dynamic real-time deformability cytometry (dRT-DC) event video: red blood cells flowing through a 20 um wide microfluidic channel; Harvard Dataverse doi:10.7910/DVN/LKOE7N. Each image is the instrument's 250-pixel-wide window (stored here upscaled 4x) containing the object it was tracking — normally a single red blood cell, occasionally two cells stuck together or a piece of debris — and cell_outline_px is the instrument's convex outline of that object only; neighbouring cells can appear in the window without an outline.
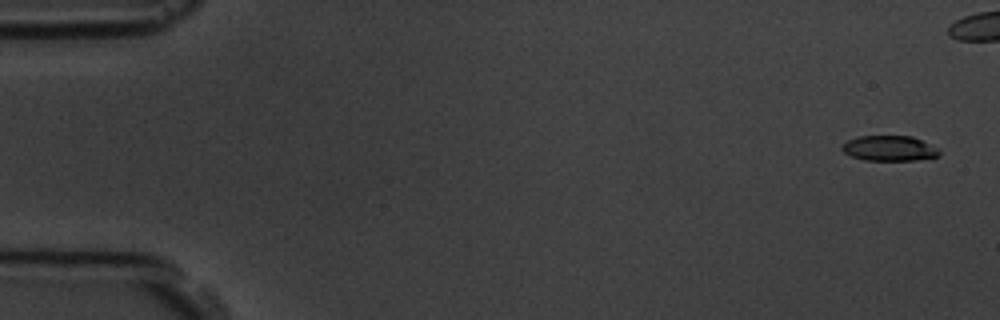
{"species": "common noctule bat (a hibernating species)", "species_latin": "Nyctalus noctula", "temperature_condition": "room temperature", "stored_images_in_passage": 7, "camera_frame_rate_fps": 3000, "um_per_image_px": 0.085, "animal": {"sex": "male", "body_mass_g": 19.5, "forearm_length_mm": 54.6}, "frame": {"image": 1, "passage_image": 1, "time_ms": 0.0, "image_size_px": [1000, 320], "cell_outline_px": [[940, 156], [916, 160], [864, 160], [852, 156], [844, 152], [840, 148], [848, 140], [860, 136], [912, 136], [936, 148], [940, 152]], "centroid_in_image_um": [75.58, 12.61], "position_along_channel_um": 9.4, "area_um2": 14.1}}
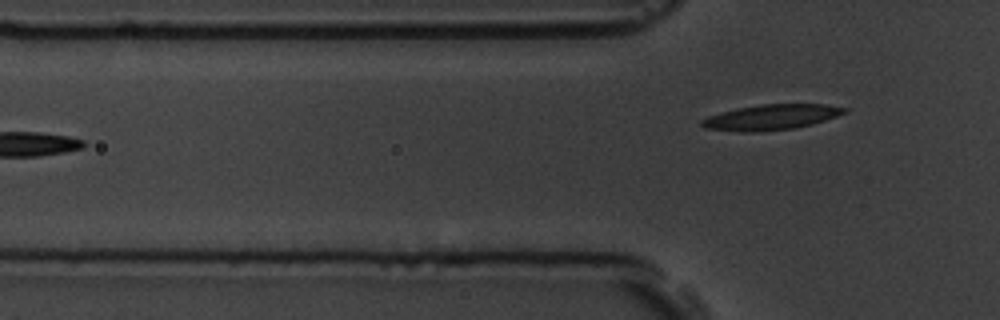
{"frame": {"image": 2, "passage_image": 7, "time_ms": 7.0, "image_size_px": [1000, 320], "cell_outline_px": [[848, 112], [812, 124], [796, 128], [756, 132], [744, 132], [704, 128], [700, 124], [700, 120], [708, 116], [720, 112], [736, 108], [760, 104], [824, 104], [848, 108]], "centroid_in_image_um": [65.53, 9.96], "position_along_channel_um": 60.3, "area_um2": 21.21}}